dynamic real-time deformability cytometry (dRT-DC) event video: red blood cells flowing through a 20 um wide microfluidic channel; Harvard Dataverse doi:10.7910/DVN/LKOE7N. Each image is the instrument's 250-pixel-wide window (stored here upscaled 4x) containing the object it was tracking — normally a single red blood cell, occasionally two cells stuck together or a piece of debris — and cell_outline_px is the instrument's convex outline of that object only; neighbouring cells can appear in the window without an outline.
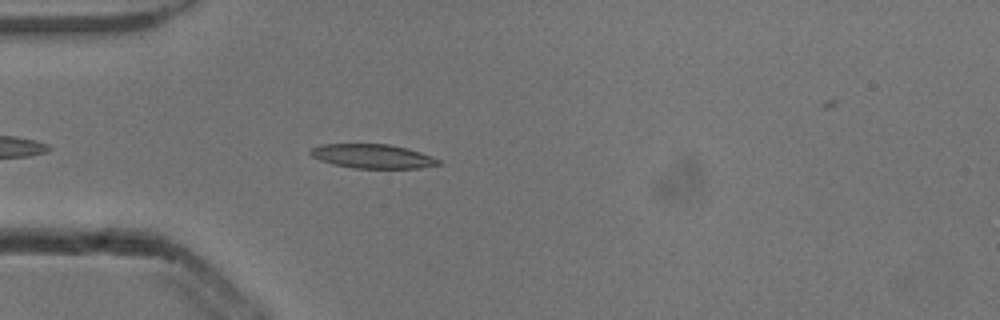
{"species": "common noctule bat (a hibernating species)", "species_latin": "Nyctalus noctula", "temperature_condition": "cold", "stored_images_in_passage": 29, "camera_frame_rate_fps": 3000, "um_per_image_px": 0.085, "animal": {"sex": "male", "body_mass_g": 13.3}, "frame": {"image": 1, "passage_image": 5, "time_ms": 1.333, "image_size_px": [1000, 320], "cell_outline_px": [[444, 164], [420, 168], [352, 168], [332, 164], [320, 160], [312, 156], [308, 152], [312, 148], [320, 144], [388, 144], [408, 148], [420, 152], [440, 160]], "centroid_in_image_um": [31.67, 13.28], "position_along_channel_um": 53.3, "area_um2": 18.09}}
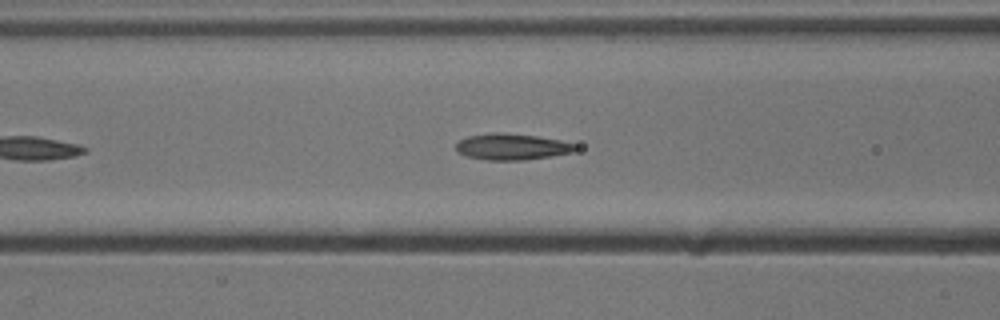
{"frame": {"image": 2, "passage_image": 11, "time_ms": 3.333, "image_size_px": [1000, 320], "cell_outline_px": [[580, 148], [572, 152], [552, 156], [524, 160], [488, 160], [468, 156], [460, 152], [456, 148], [456, 144], [460, 140], [468, 136], [492, 132], [500, 132], [536, 136], [560, 140], [576, 144]], "centroid_in_image_um": [43.56, 12.47], "position_along_channel_um": 123.0, "area_um2": 18.21}}
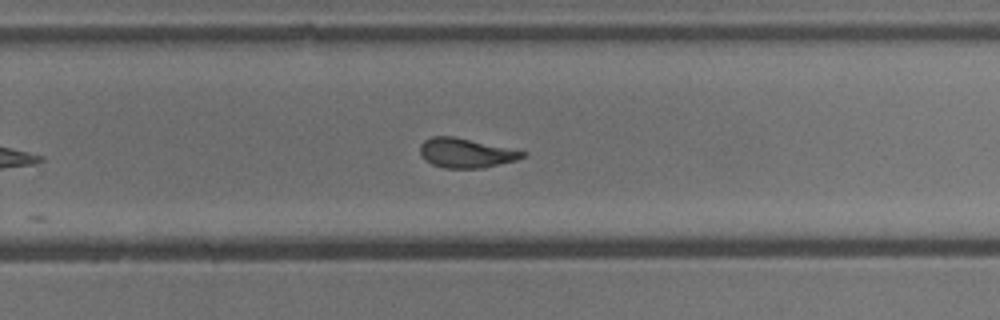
{"frame": {"image": 3, "passage_image": 24, "time_ms": 7.667, "image_size_px": [1000, 320], "cell_outline_px": [[528, 152], [524, 156], [516, 160], [484, 168], [444, 168], [432, 164], [424, 160], [420, 156], [420, 144], [424, 140], [432, 136], [452, 136]], "centroid_in_image_um": [39.56, 13.01], "position_along_channel_um": 290.2, "area_um2": 17.57}}